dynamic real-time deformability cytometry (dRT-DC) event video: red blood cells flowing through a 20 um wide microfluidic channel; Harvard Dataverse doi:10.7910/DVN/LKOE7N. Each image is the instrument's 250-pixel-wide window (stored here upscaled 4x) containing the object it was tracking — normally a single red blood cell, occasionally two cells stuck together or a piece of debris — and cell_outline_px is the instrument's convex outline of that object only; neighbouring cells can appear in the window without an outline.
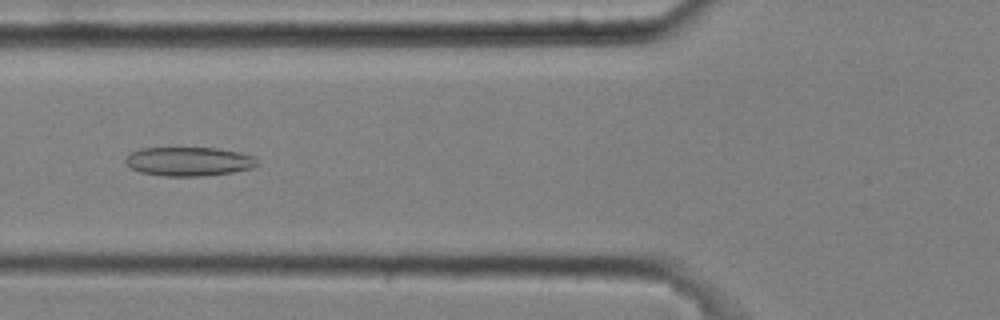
{"species": "common noctule bat (a hibernating species)", "species_latin": "Nyctalus noctula", "temperature_condition": "cold", "stored_images_in_passage": 52, "camera_frame_rate_fps": 3000, "um_per_image_px": 0.085, "animal": {"sex": "male", "body_mass_g": 20.4}, "frame": {"image": 1, "passage_image": 20, "time_ms": 6.333, "image_size_px": [1000, 320], "cell_outline_px": [[260, 164], [252, 168], [232, 172], [204, 176], [164, 176], [140, 172], [132, 168], [124, 160], [132, 152], [140, 148], [216, 148], [240, 152], [252, 156]], "centroid_in_image_um": [16.07, 13.72], "position_along_channel_um": 109.7, "area_um2": 22.14}}
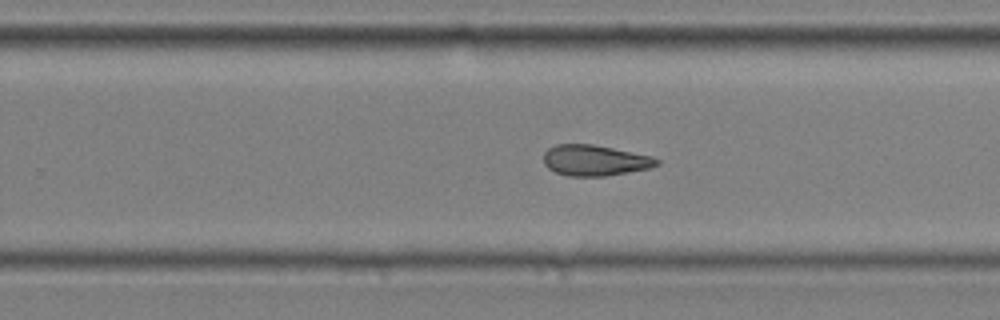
{"frame": {"image": 2, "passage_image": 34, "time_ms": 11.0, "image_size_px": [1000, 320], "cell_outline_px": [[660, 164], [648, 168], [628, 172], [604, 176], [568, 176], [556, 172], [548, 168], [544, 164], [544, 152], [548, 148], [556, 144], [592, 144], [652, 156], [660, 160]], "centroid_in_image_um": [50.54, 13.63], "position_along_channel_um": 279.3, "area_um2": 20.23}}
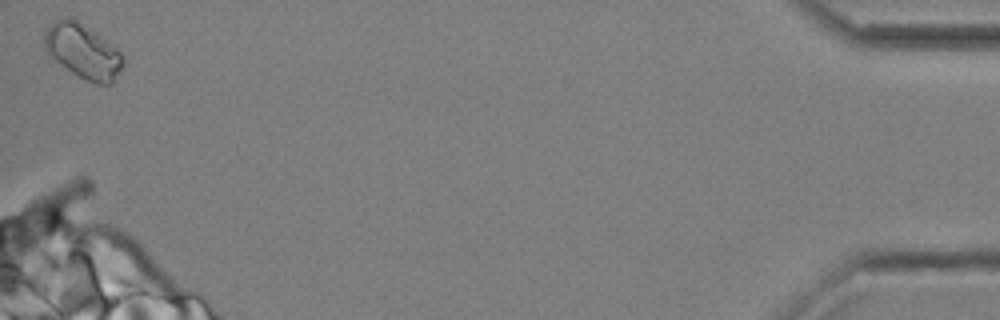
{"frame": {"image": 3, "passage_image": 52, "time_ms": 17.0, "image_size_px": [1000, 320], "cell_outline_px": [[124, 64], [112, 84], [100, 84], [88, 80], [72, 72], [52, 60], [44, 52], [44, 32], [56, 20], [76, 20], [116, 48], [120, 52], [124, 60]], "centroid_in_image_um": [7.02, 4.4], "position_along_channel_um": 428.2, "area_um2": 24.33}, "authors_computed_cell_mechanics": {"area_um2": 21.386, "velocity_mm_per_s": 3.6415, "shape_relaxation_time_tau1_ms": null, "shape_relaxation_time_tau2_ms": 7.31, "deformation_change_tau1": null, "deformation_change_tau2": 0.1605}}